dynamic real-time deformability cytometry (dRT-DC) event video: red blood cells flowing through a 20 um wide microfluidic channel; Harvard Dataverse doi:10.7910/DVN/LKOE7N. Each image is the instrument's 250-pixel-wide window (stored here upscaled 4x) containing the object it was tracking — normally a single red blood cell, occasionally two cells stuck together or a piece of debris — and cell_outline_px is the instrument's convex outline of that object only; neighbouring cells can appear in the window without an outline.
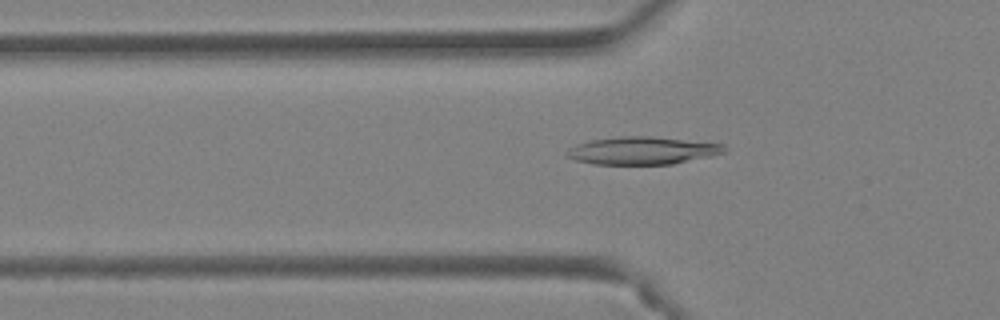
{"species": "Egyptian fruit bat (a non-hibernating species)", "species_latin": "Rousettus aegyptiacus", "temperature_condition": "warm", "stored_images_in_passage": 37, "camera_frame_rate_fps": 3000, "um_per_image_px": 0.085, "animal": {"sex": "female"}, "frame": {"image": 1, "passage_image": 6, "time_ms": 1.667, "image_size_px": [1000, 320], "cell_outline_px": [[724, 152], [708, 156], [672, 164], [592, 164], [576, 160], [564, 156], [564, 152], [568, 148], [576, 144], [592, 140], [620, 136], [652, 136], [724, 144]], "centroid_in_image_um": [54.51, 12.8], "position_along_channel_um": 71.3, "area_um2": 25.26}}
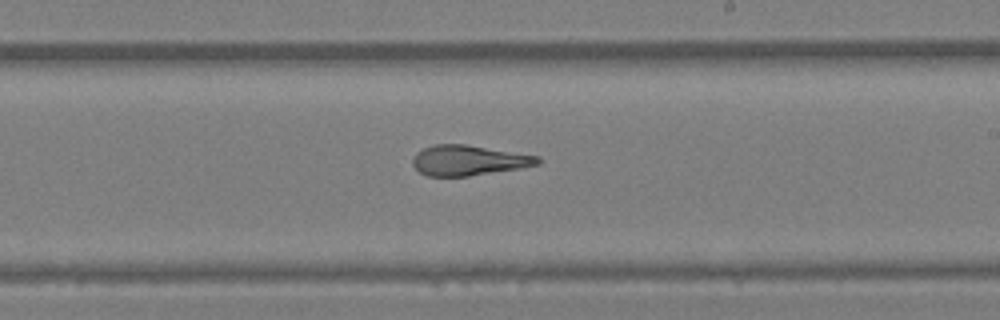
{"frame": {"image": 2, "passage_image": 18, "time_ms": 5.667, "image_size_px": [1000, 320], "cell_outline_px": [[540, 164], [520, 168], [468, 176], [428, 176], [420, 172], [412, 164], [412, 160], [416, 152], [424, 148], [436, 144], [464, 144], [540, 156]], "centroid_in_image_um": [39.83, 13.63], "position_along_channel_um": 249.2, "area_um2": 21.91}}
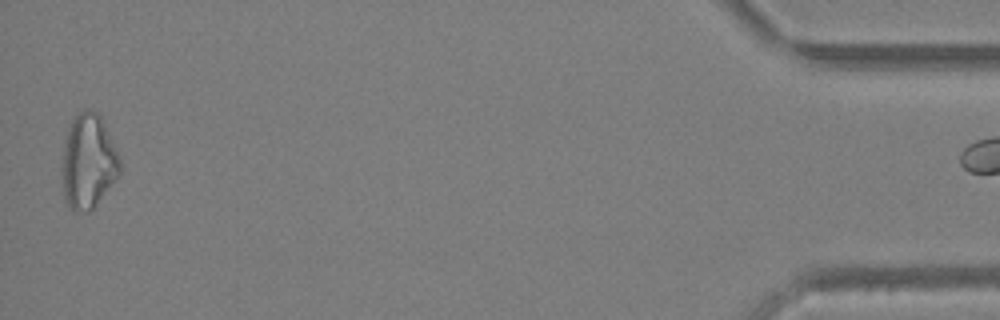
{"frame": {"image": 3, "passage_image": 36, "time_ms": 11.667, "image_size_px": [1000, 320], "cell_outline_px": [[120, 172], [96, 204], [88, 212], [68, 208], [64, 200], [60, 168], [64, 140], [68, 128], [72, 120], [84, 108], [88, 108], [96, 112], [100, 116], [104, 124], [120, 160]], "centroid_in_image_um": [7.44, 13.73], "position_along_channel_um": 427.8, "area_um2": 31.73}}